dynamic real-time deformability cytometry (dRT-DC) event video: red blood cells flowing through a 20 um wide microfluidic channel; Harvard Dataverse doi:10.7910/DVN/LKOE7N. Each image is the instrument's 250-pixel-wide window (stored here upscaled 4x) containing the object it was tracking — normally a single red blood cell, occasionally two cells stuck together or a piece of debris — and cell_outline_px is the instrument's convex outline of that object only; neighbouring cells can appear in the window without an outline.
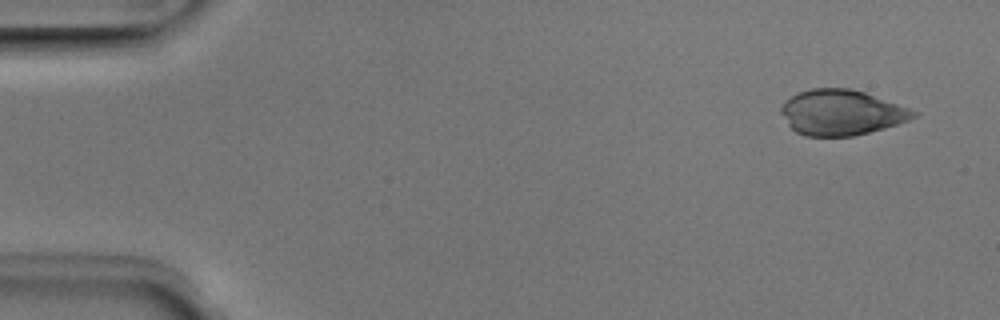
{"species": "Egyptian fruit bat (a non-hibernating species)", "species_latin": "Rousettus aegyptiacus", "temperature_condition": "room temperature", "stored_images_in_passage": 3, "camera_frame_rate_fps": 3000, "um_per_image_px": 0.085, "animal": {"sex": "male"}, "frame": {"image": 1, "passage_image": 1, "time_ms": 0.0, "image_size_px": [1000, 320], "cell_outline_px": [[920, 112], [916, 116], [908, 120], [884, 128], [852, 136], [804, 136], [796, 132], [788, 124], [780, 112], [780, 108], [784, 100], [800, 92], [812, 88], [848, 88], [864, 92]], "centroid_in_image_um": [71.49, 9.56], "position_along_channel_um": 13.5, "area_um2": 34.8}}